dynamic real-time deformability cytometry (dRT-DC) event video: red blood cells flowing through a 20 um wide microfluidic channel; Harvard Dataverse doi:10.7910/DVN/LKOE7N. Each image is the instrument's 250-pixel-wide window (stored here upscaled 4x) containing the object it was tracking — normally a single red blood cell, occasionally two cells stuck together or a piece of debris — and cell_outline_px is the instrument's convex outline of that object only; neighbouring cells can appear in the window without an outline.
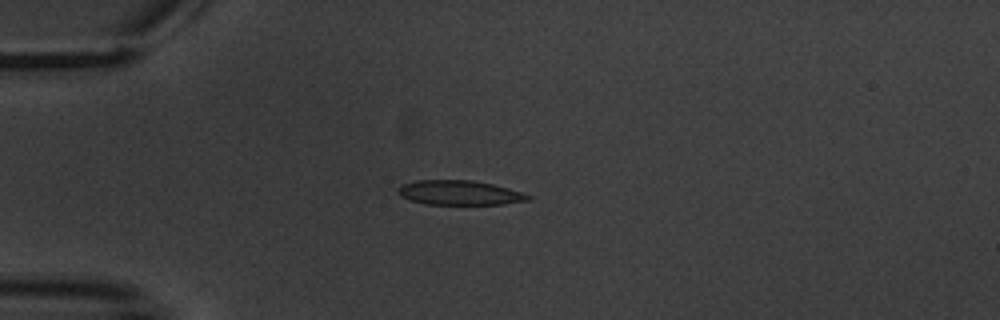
{"species": "common noctule bat (a hibernating species)", "species_latin": "Nyctalus noctula", "temperature_condition": "warm", "stored_images_in_passage": 3, "camera_frame_rate_fps": 3000, "um_per_image_px": 0.085, "animal": {"sex": "male", "body_mass_g": 20.1, "forearm_length_mm": 53.5}, "frame": {"image": 1, "passage_image": 1, "time_ms": 0.0, "image_size_px": [1000, 320], "cell_outline_px": [[532, 200], [504, 204], [424, 204], [400, 196], [396, 192], [396, 188], [400, 184], [416, 180], [472, 180], [492, 184], [524, 192], [532, 196]], "centroid_in_image_um": [39.06, 16.38], "position_along_channel_um": 45.9, "area_um2": 18.84}}